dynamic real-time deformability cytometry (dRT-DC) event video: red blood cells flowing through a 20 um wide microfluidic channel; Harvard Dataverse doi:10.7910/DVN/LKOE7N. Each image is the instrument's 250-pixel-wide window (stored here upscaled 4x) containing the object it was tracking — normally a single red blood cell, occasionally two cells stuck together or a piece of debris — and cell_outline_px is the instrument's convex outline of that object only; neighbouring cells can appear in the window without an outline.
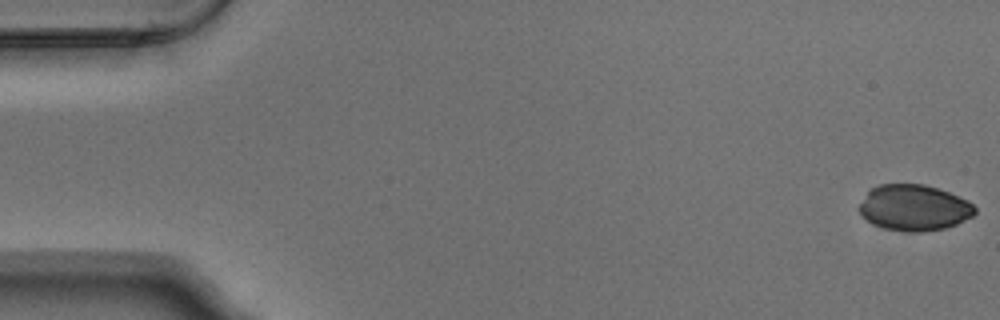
{"species": "Egyptian fruit bat (a non-hibernating species)", "species_latin": "Rousettus aegyptiacus", "temperature_condition": "warm", "stored_images_in_passage": 6, "camera_frame_rate_fps": 3000, "um_per_image_px": 0.085, "animal": {"sex": "male"}, "frame": {"image": 1, "passage_image": 1, "time_ms": 0.0, "image_size_px": [1000, 320], "cell_outline_px": [[976, 212], [972, 216], [956, 224], [944, 228], [924, 232], [908, 232], [884, 228], [872, 224], [856, 208], [868, 192], [872, 188], [880, 184], [924, 184], [948, 192], [968, 200], [976, 208]], "centroid_in_image_um": [77.69, 17.66], "position_along_channel_um": 7.3, "area_um2": 30.92}}